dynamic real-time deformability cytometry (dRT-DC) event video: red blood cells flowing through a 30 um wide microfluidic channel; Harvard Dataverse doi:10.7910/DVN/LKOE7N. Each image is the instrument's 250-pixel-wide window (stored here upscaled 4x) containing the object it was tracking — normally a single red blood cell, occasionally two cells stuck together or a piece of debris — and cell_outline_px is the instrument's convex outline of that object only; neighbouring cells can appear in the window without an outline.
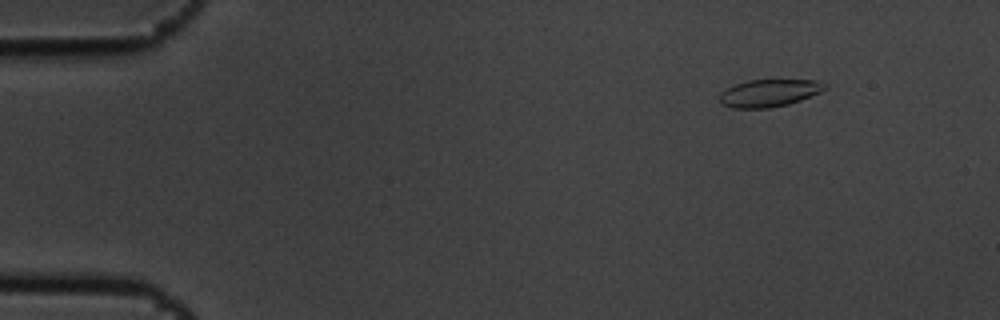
{"species": "common noctule bat (a hibernating species)", "species_latin": "Nyctalus noctula", "temperature_condition": "cold", "stored_images_in_passage": 4, "camera_frame_rate_fps": 3000, "um_per_image_px": 0.085, "animal": {"sex": "male", "body_mass_g": 19.5, "forearm_length_mm": 54.6}, "frame": {"image": 1, "passage_image": 1, "time_ms": 0.0, "image_size_px": [1000, 320], "cell_outline_px": [[828, 88], [820, 92], [800, 100], [788, 104], [768, 108], [732, 108], [720, 104], [720, 92], [736, 84], [748, 80], [816, 80], [828, 84]], "centroid_in_image_um": [65.39, 7.9], "position_along_channel_um": 19.6, "area_um2": 16.82}}